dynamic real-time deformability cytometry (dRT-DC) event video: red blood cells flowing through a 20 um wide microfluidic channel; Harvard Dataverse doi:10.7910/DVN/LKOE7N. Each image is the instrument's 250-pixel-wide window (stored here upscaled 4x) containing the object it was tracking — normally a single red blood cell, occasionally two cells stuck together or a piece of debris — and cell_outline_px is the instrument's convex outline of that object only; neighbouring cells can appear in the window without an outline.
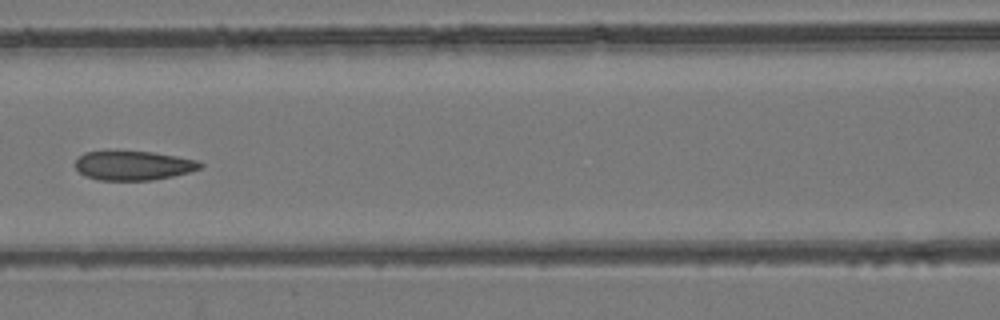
{"species": "common noctule bat (a hibernating species)", "species_latin": "Nyctalus noctula", "temperature_condition": "room temperature", "stored_images_in_passage": 8, "camera_frame_rate_fps": 3000, "um_per_image_px": 0.085, "animal": {"sex": "female", "body_mass_g": 24.6, "forearm_length_mm": 56.2}, "frame": {"image": 1, "passage_image": 8, "time_ms": 8.0, "image_size_px": [1000, 320], "cell_outline_px": [[204, 164], [200, 168], [188, 172], [172, 176], [152, 180], [100, 180], [84, 176], [76, 168], [76, 160], [84, 152], [152, 152], [176, 156], [196, 160]], "centroid_in_image_um": [11.33, 14.08], "position_along_channel_um": 155.3, "area_um2": 20.92}}